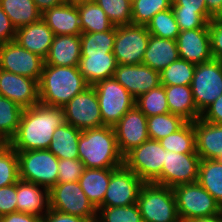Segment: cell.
<instances>
[{"mask_svg":"<svg viewBox=\"0 0 222 222\" xmlns=\"http://www.w3.org/2000/svg\"><path fill=\"white\" fill-rule=\"evenodd\" d=\"M64 123L62 108L35 104L23 109L18 130L8 144L16 151L48 149L55 129Z\"/></svg>","mask_w":222,"mask_h":222,"instance_id":"obj_1","label":"cell"},{"mask_svg":"<svg viewBox=\"0 0 222 222\" xmlns=\"http://www.w3.org/2000/svg\"><path fill=\"white\" fill-rule=\"evenodd\" d=\"M89 86L78 67L44 65L38 83L39 103L62 108Z\"/></svg>","mask_w":222,"mask_h":222,"instance_id":"obj_2","label":"cell"},{"mask_svg":"<svg viewBox=\"0 0 222 222\" xmlns=\"http://www.w3.org/2000/svg\"><path fill=\"white\" fill-rule=\"evenodd\" d=\"M78 154L85 168L106 169L124 165V156L119 151L112 126L82 130Z\"/></svg>","mask_w":222,"mask_h":222,"instance_id":"obj_3","label":"cell"},{"mask_svg":"<svg viewBox=\"0 0 222 222\" xmlns=\"http://www.w3.org/2000/svg\"><path fill=\"white\" fill-rule=\"evenodd\" d=\"M136 204L143 222H181L173 188L144 183Z\"/></svg>","mask_w":222,"mask_h":222,"instance_id":"obj_4","label":"cell"},{"mask_svg":"<svg viewBox=\"0 0 222 222\" xmlns=\"http://www.w3.org/2000/svg\"><path fill=\"white\" fill-rule=\"evenodd\" d=\"M19 178L50 190L57 184L59 159L48 149L17 151Z\"/></svg>","mask_w":222,"mask_h":222,"instance_id":"obj_5","label":"cell"},{"mask_svg":"<svg viewBox=\"0 0 222 222\" xmlns=\"http://www.w3.org/2000/svg\"><path fill=\"white\" fill-rule=\"evenodd\" d=\"M173 191L181 222L217 215L222 212L221 206L197 181L175 186Z\"/></svg>","mask_w":222,"mask_h":222,"instance_id":"obj_6","label":"cell"},{"mask_svg":"<svg viewBox=\"0 0 222 222\" xmlns=\"http://www.w3.org/2000/svg\"><path fill=\"white\" fill-rule=\"evenodd\" d=\"M105 126H114L135 106V98L114 78H106L93 85Z\"/></svg>","mask_w":222,"mask_h":222,"instance_id":"obj_7","label":"cell"},{"mask_svg":"<svg viewBox=\"0 0 222 222\" xmlns=\"http://www.w3.org/2000/svg\"><path fill=\"white\" fill-rule=\"evenodd\" d=\"M50 209L97 221V209L89 201L78 181L57 183L49 190Z\"/></svg>","mask_w":222,"mask_h":222,"instance_id":"obj_8","label":"cell"},{"mask_svg":"<svg viewBox=\"0 0 222 222\" xmlns=\"http://www.w3.org/2000/svg\"><path fill=\"white\" fill-rule=\"evenodd\" d=\"M191 89L197 110L202 113L222 94V61L212 59L197 64Z\"/></svg>","mask_w":222,"mask_h":222,"instance_id":"obj_9","label":"cell"},{"mask_svg":"<svg viewBox=\"0 0 222 222\" xmlns=\"http://www.w3.org/2000/svg\"><path fill=\"white\" fill-rule=\"evenodd\" d=\"M165 149L159 141L148 139L124 156V165L144 183H152L162 171Z\"/></svg>","mask_w":222,"mask_h":222,"instance_id":"obj_10","label":"cell"},{"mask_svg":"<svg viewBox=\"0 0 222 222\" xmlns=\"http://www.w3.org/2000/svg\"><path fill=\"white\" fill-rule=\"evenodd\" d=\"M150 33L145 25H124L116 27L113 54L117 64H142L148 46Z\"/></svg>","mask_w":222,"mask_h":222,"instance_id":"obj_11","label":"cell"},{"mask_svg":"<svg viewBox=\"0 0 222 222\" xmlns=\"http://www.w3.org/2000/svg\"><path fill=\"white\" fill-rule=\"evenodd\" d=\"M200 157L197 153H177L165 150L161 174L152 182L174 188L198 180Z\"/></svg>","mask_w":222,"mask_h":222,"instance_id":"obj_12","label":"cell"},{"mask_svg":"<svg viewBox=\"0 0 222 222\" xmlns=\"http://www.w3.org/2000/svg\"><path fill=\"white\" fill-rule=\"evenodd\" d=\"M65 122L80 130L105 126L102 121L100 106L93 86L74 96L62 107Z\"/></svg>","mask_w":222,"mask_h":222,"instance_id":"obj_13","label":"cell"},{"mask_svg":"<svg viewBox=\"0 0 222 222\" xmlns=\"http://www.w3.org/2000/svg\"><path fill=\"white\" fill-rule=\"evenodd\" d=\"M44 59L16 41L0 45V69L40 81Z\"/></svg>","mask_w":222,"mask_h":222,"instance_id":"obj_14","label":"cell"},{"mask_svg":"<svg viewBox=\"0 0 222 222\" xmlns=\"http://www.w3.org/2000/svg\"><path fill=\"white\" fill-rule=\"evenodd\" d=\"M143 184L144 182L125 165L116 168L111 173L100 207L129 206L136 203Z\"/></svg>","mask_w":222,"mask_h":222,"instance_id":"obj_15","label":"cell"},{"mask_svg":"<svg viewBox=\"0 0 222 222\" xmlns=\"http://www.w3.org/2000/svg\"><path fill=\"white\" fill-rule=\"evenodd\" d=\"M113 128L119 151L123 156L149 139L147 116L136 106L129 110Z\"/></svg>","mask_w":222,"mask_h":222,"instance_id":"obj_16","label":"cell"},{"mask_svg":"<svg viewBox=\"0 0 222 222\" xmlns=\"http://www.w3.org/2000/svg\"><path fill=\"white\" fill-rule=\"evenodd\" d=\"M113 77L136 99L161 85L160 72L144 64H117Z\"/></svg>","mask_w":222,"mask_h":222,"instance_id":"obj_17","label":"cell"},{"mask_svg":"<svg viewBox=\"0 0 222 222\" xmlns=\"http://www.w3.org/2000/svg\"><path fill=\"white\" fill-rule=\"evenodd\" d=\"M0 95L22 109L39 103V87L35 79L0 69Z\"/></svg>","mask_w":222,"mask_h":222,"instance_id":"obj_18","label":"cell"},{"mask_svg":"<svg viewBox=\"0 0 222 222\" xmlns=\"http://www.w3.org/2000/svg\"><path fill=\"white\" fill-rule=\"evenodd\" d=\"M176 42L180 59L195 65L213 59L208 28L180 31Z\"/></svg>","mask_w":222,"mask_h":222,"instance_id":"obj_19","label":"cell"},{"mask_svg":"<svg viewBox=\"0 0 222 222\" xmlns=\"http://www.w3.org/2000/svg\"><path fill=\"white\" fill-rule=\"evenodd\" d=\"M42 20L56 35H81L80 15L77 5L62 3L44 11Z\"/></svg>","mask_w":222,"mask_h":222,"instance_id":"obj_20","label":"cell"},{"mask_svg":"<svg viewBox=\"0 0 222 222\" xmlns=\"http://www.w3.org/2000/svg\"><path fill=\"white\" fill-rule=\"evenodd\" d=\"M16 195L17 212L43 217L50 209L49 190L43 186L19 180Z\"/></svg>","mask_w":222,"mask_h":222,"instance_id":"obj_21","label":"cell"},{"mask_svg":"<svg viewBox=\"0 0 222 222\" xmlns=\"http://www.w3.org/2000/svg\"><path fill=\"white\" fill-rule=\"evenodd\" d=\"M194 131L200 159L222 161V125L199 118L194 121Z\"/></svg>","mask_w":222,"mask_h":222,"instance_id":"obj_22","label":"cell"},{"mask_svg":"<svg viewBox=\"0 0 222 222\" xmlns=\"http://www.w3.org/2000/svg\"><path fill=\"white\" fill-rule=\"evenodd\" d=\"M54 34L42 18L34 23L16 29L15 40L21 47L45 59Z\"/></svg>","mask_w":222,"mask_h":222,"instance_id":"obj_23","label":"cell"},{"mask_svg":"<svg viewBox=\"0 0 222 222\" xmlns=\"http://www.w3.org/2000/svg\"><path fill=\"white\" fill-rule=\"evenodd\" d=\"M80 58V35H56L44 59V65L78 67Z\"/></svg>","mask_w":222,"mask_h":222,"instance_id":"obj_24","label":"cell"},{"mask_svg":"<svg viewBox=\"0 0 222 222\" xmlns=\"http://www.w3.org/2000/svg\"><path fill=\"white\" fill-rule=\"evenodd\" d=\"M179 58L176 40L150 35L142 64L162 72Z\"/></svg>","mask_w":222,"mask_h":222,"instance_id":"obj_25","label":"cell"},{"mask_svg":"<svg viewBox=\"0 0 222 222\" xmlns=\"http://www.w3.org/2000/svg\"><path fill=\"white\" fill-rule=\"evenodd\" d=\"M116 67L114 54L81 55L78 65L79 72L90 86L113 77Z\"/></svg>","mask_w":222,"mask_h":222,"instance_id":"obj_26","label":"cell"},{"mask_svg":"<svg viewBox=\"0 0 222 222\" xmlns=\"http://www.w3.org/2000/svg\"><path fill=\"white\" fill-rule=\"evenodd\" d=\"M169 112L181 116L187 122L201 117L192 96L191 85L164 86Z\"/></svg>","mask_w":222,"mask_h":222,"instance_id":"obj_27","label":"cell"},{"mask_svg":"<svg viewBox=\"0 0 222 222\" xmlns=\"http://www.w3.org/2000/svg\"><path fill=\"white\" fill-rule=\"evenodd\" d=\"M116 168H85L79 178V184L92 205L98 209L104 200L111 173Z\"/></svg>","mask_w":222,"mask_h":222,"instance_id":"obj_28","label":"cell"},{"mask_svg":"<svg viewBox=\"0 0 222 222\" xmlns=\"http://www.w3.org/2000/svg\"><path fill=\"white\" fill-rule=\"evenodd\" d=\"M82 130L64 123L53 133L48 150L58 159H79L78 141Z\"/></svg>","mask_w":222,"mask_h":222,"instance_id":"obj_29","label":"cell"},{"mask_svg":"<svg viewBox=\"0 0 222 222\" xmlns=\"http://www.w3.org/2000/svg\"><path fill=\"white\" fill-rule=\"evenodd\" d=\"M0 5L16 29L41 19L33 0H0Z\"/></svg>","mask_w":222,"mask_h":222,"instance_id":"obj_30","label":"cell"},{"mask_svg":"<svg viewBox=\"0 0 222 222\" xmlns=\"http://www.w3.org/2000/svg\"><path fill=\"white\" fill-rule=\"evenodd\" d=\"M197 182L222 208V161L201 159Z\"/></svg>","mask_w":222,"mask_h":222,"instance_id":"obj_31","label":"cell"},{"mask_svg":"<svg viewBox=\"0 0 222 222\" xmlns=\"http://www.w3.org/2000/svg\"><path fill=\"white\" fill-rule=\"evenodd\" d=\"M82 33H96L111 30L114 25L104 10L94 1L77 4Z\"/></svg>","mask_w":222,"mask_h":222,"instance_id":"obj_32","label":"cell"},{"mask_svg":"<svg viewBox=\"0 0 222 222\" xmlns=\"http://www.w3.org/2000/svg\"><path fill=\"white\" fill-rule=\"evenodd\" d=\"M116 27L111 30L80 35L81 55L113 54Z\"/></svg>","mask_w":222,"mask_h":222,"instance_id":"obj_33","label":"cell"},{"mask_svg":"<svg viewBox=\"0 0 222 222\" xmlns=\"http://www.w3.org/2000/svg\"><path fill=\"white\" fill-rule=\"evenodd\" d=\"M23 109L0 95V140L8 143L16 134Z\"/></svg>","mask_w":222,"mask_h":222,"instance_id":"obj_34","label":"cell"},{"mask_svg":"<svg viewBox=\"0 0 222 222\" xmlns=\"http://www.w3.org/2000/svg\"><path fill=\"white\" fill-rule=\"evenodd\" d=\"M159 142L167 151L177 153H197L194 122H186L176 132L162 138Z\"/></svg>","mask_w":222,"mask_h":222,"instance_id":"obj_35","label":"cell"},{"mask_svg":"<svg viewBox=\"0 0 222 222\" xmlns=\"http://www.w3.org/2000/svg\"><path fill=\"white\" fill-rule=\"evenodd\" d=\"M187 121L181 116L164 113L147 117V130L149 139L161 140L180 129Z\"/></svg>","mask_w":222,"mask_h":222,"instance_id":"obj_36","label":"cell"},{"mask_svg":"<svg viewBox=\"0 0 222 222\" xmlns=\"http://www.w3.org/2000/svg\"><path fill=\"white\" fill-rule=\"evenodd\" d=\"M135 106L147 117L169 113L167 96L163 85L141 94L135 99Z\"/></svg>","mask_w":222,"mask_h":222,"instance_id":"obj_37","label":"cell"},{"mask_svg":"<svg viewBox=\"0 0 222 222\" xmlns=\"http://www.w3.org/2000/svg\"><path fill=\"white\" fill-rule=\"evenodd\" d=\"M195 68V64L179 58L160 72L161 85H191Z\"/></svg>","mask_w":222,"mask_h":222,"instance_id":"obj_38","label":"cell"},{"mask_svg":"<svg viewBox=\"0 0 222 222\" xmlns=\"http://www.w3.org/2000/svg\"><path fill=\"white\" fill-rule=\"evenodd\" d=\"M150 35L176 40L180 33L172 8L158 12L146 25Z\"/></svg>","mask_w":222,"mask_h":222,"instance_id":"obj_39","label":"cell"},{"mask_svg":"<svg viewBox=\"0 0 222 222\" xmlns=\"http://www.w3.org/2000/svg\"><path fill=\"white\" fill-rule=\"evenodd\" d=\"M19 180L17 151L8 143H3L0 146V188L15 184Z\"/></svg>","mask_w":222,"mask_h":222,"instance_id":"obj_40","label":"cell"},{"mask_svg":"<svg viewBox=\"0 0 222 222\" xmlns=\"http://www.w3.org/2000/svg\"><path fill=\"white\" fill-rule=\"evenodd\" d=\"M171 5L172 0H133L132 24L146 26L153 16L171 8Z\"/></svg>","mask_w":222,"mask_h":222,"instance_id":"obj_41","label":"cell"},{"mask_svg":"<svg viewBox=\"0 0 222 222\" xmlns=\"http://www.w3.org/2000/svg\"><path fill=\"white\" fill-rule=\"evenodd\" d=\"M94 2L104 10L115 27L132 24L131 1L94 0Z\"/></svg>","mask_w":222,"mask_h":222,"instance_id":"obj_42","label":"cell"},{"mask_svg":"<svg viewBox=\"0 0 222 222\" xmlns=\"http://www.w3.org/2000/svg\"><path fill=\"white\" fill-rule=\"evenodd\" d=\"M96 222H143L136 203L129 206L99 207Z\"/></svg>","mask_w":222,"mask_h":222,"instance_id":"obj_43","label":"cell"},{"mask_svg":"<svg viewBox=\"0 0 222 222\" xmlns=\"http://www.w3.org/2000/svg\"><path fill=\"white\" fill-rule=\"evenodd\" d=\"M172 10L180 31L208 28V22L213 18L208 11Z\"/></svg>","mask_w":222,"mask_h":222,"instance_id":"obj_44","label":"cell"},{"mask_svg":"<svg viewBox=\"0 0 222 222\" xmlns=\"http://www.w3.org/2000/svg\"><path fill=\"white\" fill-rule=\"evenodd\" d=\"M85 169L80 159H59L57 183L79 181Z\"/></svg>","mask_w":222,"mask_h":222,"instance_id":"obj_45","label":"cell"},{"mask_svg":"<svg viewBox=\"0 0 222 222\" xmlns=\"http://www.w3.org/2000/svg\"><path fill=\"white\" fill-rule=\"evenodd\" d=\"M208 30L213 59L222 61V20L219 18H212L208 22Z\"/></svg>","mask_w":222,"mask_h":222,"instance_id":"obj_46","label":"cell"},{"mask_svg":"<svg viewBox=\"0 0 222 222\" xmlns=\"http://www.w3.org/2000/svg\"><path fill=\"white\" fill-rule=\"evenodd\" d=\"M16 183L0 188V217L17 212Z\"/></svg>","mask_w":222,"mask_h":222,"instance_id":"obj_47","label":"cell"},{"mask_svg":"<svg viewBox=\"0 0 222 222\" xmlns=\"http://www.w3.org/2000/svg\"><path fill=\"white\" fill-rule=\"evenodd\" d=\"M15 37L16 28L0 5V45L14 41Z\"/></svg>","mask_w":222,"mask_h":222,"instance_id":"obj_48","label":"cell"},{"mask_svg":"<svg viewBox=\"0 0 222 222\" xmlns=\"http://www.w3.org/2000/svg\"><path fill=\"white\" fill-rule=\"evenodd\" d=\"M200 118L206 122L222 125V94L201 113Z\"/></svg>","mask_w":222,"mask_h":222,"instance_id":"obj_49","label":"cell"},{"mask_svg":"<svg viewBox=\"0 0 222 222\" xmlns=\"http://www.w3.org/2000/svg\"><path fill=\"white\" fill-rule=\"evenodd\" d=\"M42 222H89L79 216L70 215L59 212L57 210L49 209V211L42 217Z\"/></svg>","mask_w":222,"mask_h":222,"instance_id":"obj_50","label":"cell"},{"mask_svg":"<svg viewBox=\"0 0 222 222\" xmlns=\"http://www.w3.org/2000/svg\"><path fill=\"white\" fill-rule=\"evenodd\" d=\"M172 9L207 11L205 0H172Z\"/></svg>","mask_w":222,"mask_h":222,"instance_id":"obj_51","label":"cell"},{"mask_svg":"<svg viewBox=\"0 0 222 222\" xmlns=\"http://www.w3.org/2000/svg\"><path fill=\"white\" fill-rule=\"evenodd\" d=\"M0 222H42V217L28 213L13 212L1 216Z\"/></svg>","mask_w":222,"mask_h":222,"instance_id":"obj_52","label":"cell"},{"mask_svg":"<svg viewBox=\"0 0 222 222\" xmlns=\"http://www.w3.org/2000/svg\"><path fill=\"white\" fill-rule=\"evenodd\" d=\"M208 13L217 18L222 13V0H205Z\"/></svg>","mask_w":222,"mask_h":222,"instance_id":"obj_53","label":"cell"},{"mask_svg":"<svg viewBox=\"0 0 222 222\" xmlns=\"http://www.w3.org/2000/svg\"><path fill=\"white\" fill-rule=\"evenodd\" d=\"M33 1L41 13H43L48 9H51L53 6H57L66 2V0H33Z\"/></svg>","mask_w":222,"mask_h":222,"instance_id":"obj_54","label":"cell"},{"mask_svg":"<svg viewBox=\"0 0 222 222\" xmlns=\"http://www.w3.org/2000/svg\"><path fill=\"white\" fill-rule=\"evenodd\" d=\"M187 222H222V212L217 215H212L208 217H202L197 219H191Z\"/></svg>","mask_w":222,"mask_h":222,"instance_id":"obj_55","label":"cell"},{"mask_svg":"<svg viewBox=\"0 0 222 222\" xmlns=\"http://www.w3.org/2000/svg\"><path fill=\"white\" fill-rule=\"evenodd\" d=\"M91 1H94V0H66V3L77 5V4L91 2Z\"/></svg>","mask_w":222,"mask_h":222,"instance_id":"obj_56","label":"cell"},{"mask_svg":"<svg viewBox=\"0 0 222 222\" xmlns=\"http://www.w3.org/2000/svg\"><path fill=\"white\" fill-rule=\"evenodd\" d=\"M217 18L222 20V13Z\"/></svg>","mask_w":222,"mask_h":222,"instance_id":"obj_57","label":"cell"}]
</instances>
